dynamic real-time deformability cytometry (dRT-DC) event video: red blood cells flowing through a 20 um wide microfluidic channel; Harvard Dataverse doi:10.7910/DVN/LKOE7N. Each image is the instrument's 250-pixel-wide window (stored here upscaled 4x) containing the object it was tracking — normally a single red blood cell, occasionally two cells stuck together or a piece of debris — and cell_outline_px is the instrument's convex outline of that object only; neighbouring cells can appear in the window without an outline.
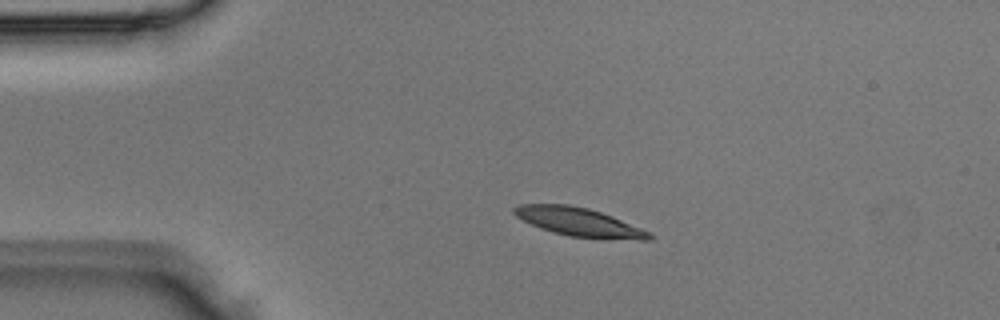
{"species": "Egyptian fruit bat (a non-hibernating species)", "species_latin": "Rousettus aegyptiacus", "temperature_condition": "room temperature", "stored_images_in_passage": 4, "camera_frame_rate_fps": 3000, "um_per_image_px": 0.085, "animal": {"sex": "male"}, "frame": {"image": 1, "passage_image": 2, "time_ms": 0.333, "image_size_px": [1000, 320], "cell_outline_px": [[652, 240], [640, 240], [568, 236], [552, 232], [540, 228], [516, 216], [512, 212], [512, 208], [520, 204], [568, 204], [588, 208], [612, 216], [652, 232]], "centroid_in_image_um": [49.23, 18.87], "position_along_channel_um": 35.8, "area_um2": 22.37}}